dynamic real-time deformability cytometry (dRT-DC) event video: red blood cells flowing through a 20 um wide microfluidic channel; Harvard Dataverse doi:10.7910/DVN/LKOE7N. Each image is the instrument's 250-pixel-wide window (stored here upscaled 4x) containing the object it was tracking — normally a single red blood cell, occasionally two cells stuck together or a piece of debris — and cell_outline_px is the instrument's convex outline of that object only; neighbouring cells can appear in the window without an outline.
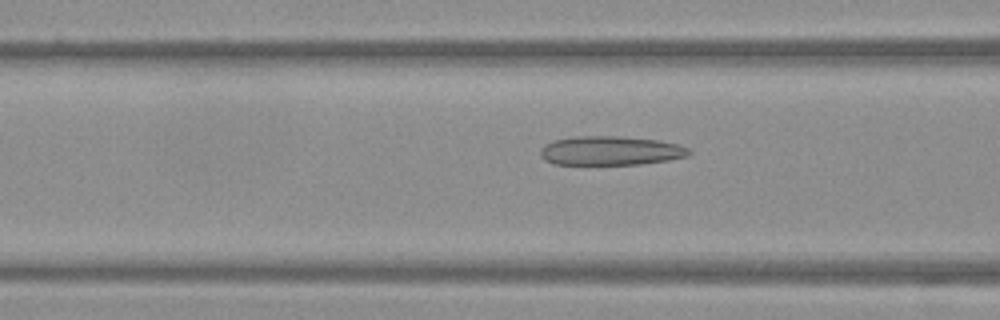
{"species": "Egyptian fruit bat (a non-hibernating species)", "species_latin": "Rousettus aegyptiacus", "temperature_condition": "warm", "stored_images_in_passage": 51, "camera_frame_rate_fps": 3000, "um_per_image_px": 0.085, "frame": {"image": 1, "passage_image": 20, "time_ms": 6.333, "image_size_px": [1000, 320], "cell_outline_px": [[692, 152], [688, 156], [668, 160], [640, 164], [556, 164], [544, 160], [540, 156], [540, 148], [544, 144], [556, 140], [576, 136], [620, 136], [656, 140], [680, 144], [688, 148]], "centroid_in_image_um": [51.9, 12.81], "position_along_channel_um": 114.7, "area_um2": 25.2}}
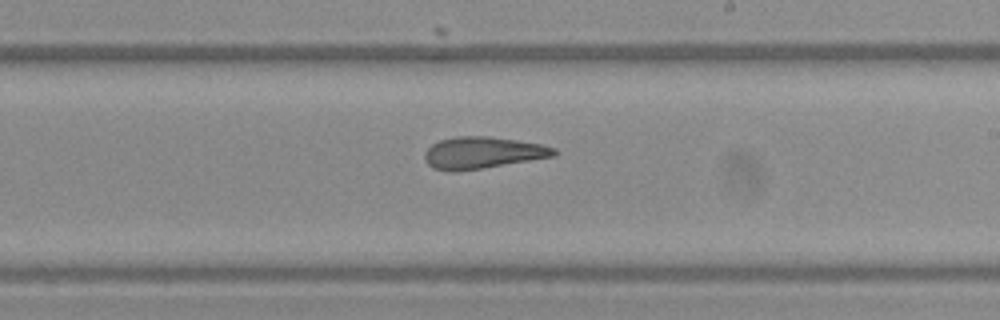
{"frame": {"image": 2, "passage_image": 30, "time_ms": 9.667, "image_size_px": [1000, 320], "cell_outline_px": [[556, 156], [456, 172], [448, 172], [432, 168], [424, 160], [424, 152], [432, 144], [440, 140], [456, 136], [488, 136], [516, 140], [540, 144], [556, 148]], "centroid_in_image_um": [40.98, 12.99], "position_along_channel_um": 248.0, "area_um2": 23.99}}
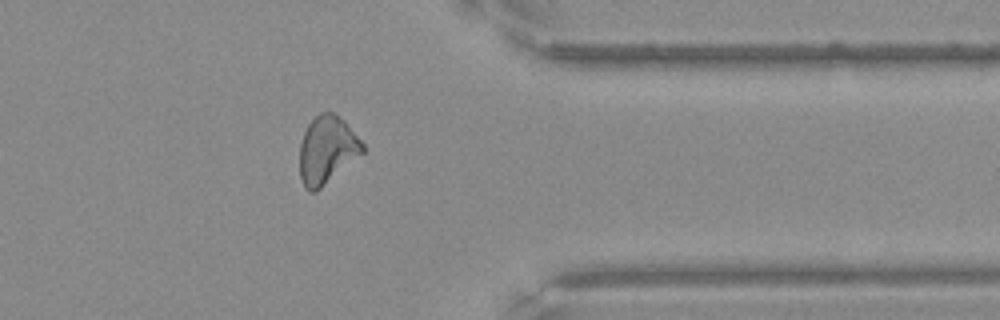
{"frame": {"image": 3, "passage_image": 41, "time_ms": 13.333, "image_size_px": [1000, 320], "cell_outline_px": [[364, 152], [316, 192], [308, 192], [304, 188], [300, 176], [300, 144], [304, 132], [308, 124], [320, 112], [332, 112], [344, 120], [364, 144]], "centroid_in_image_um": [27.78, 12.76], "position_along_channel_um": 383.6, "area_um2": 24.74}}